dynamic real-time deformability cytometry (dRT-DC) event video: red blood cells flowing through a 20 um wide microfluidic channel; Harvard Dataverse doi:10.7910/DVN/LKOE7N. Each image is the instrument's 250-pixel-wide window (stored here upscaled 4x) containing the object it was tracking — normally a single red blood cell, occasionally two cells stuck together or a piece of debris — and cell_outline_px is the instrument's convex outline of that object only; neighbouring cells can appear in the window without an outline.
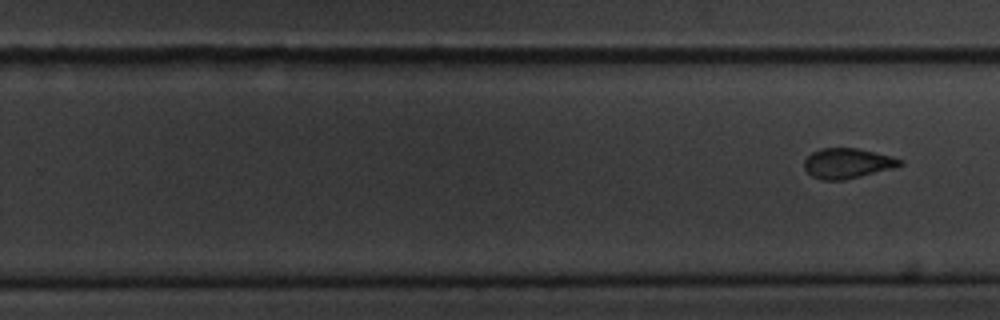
{"species": "common noctule bat (a hibernating species)", "species_latin": "Nyctalus noctula", "temperature_condition": "cold", "stored_images_in_passage": 10, "segment_of_instrument_passage": [2, 2], "camera_frame_rate_fps": 3000, "um_per_image_px": 0.085, "animal": {"sex": "male", "body_mass_g": 20.1, "forearm_length_mm": 53.5}, "frame": {"image": 1, "passage_image": 10, "time_ms": 11.333, "image_size_px": [1000, 320], "cell_outline_px": [[904, 164], [892, 168], [844, 180], [820, 180], [812, 176], [804, 168], [804, 160], [812, 152], [820, 148], [856, 148], [892, 156], [904, 160]], "centroid_in_image_um": [72.02, 13.88], "position_along_channel_um": 257.8, "area_um2": 16.76}}